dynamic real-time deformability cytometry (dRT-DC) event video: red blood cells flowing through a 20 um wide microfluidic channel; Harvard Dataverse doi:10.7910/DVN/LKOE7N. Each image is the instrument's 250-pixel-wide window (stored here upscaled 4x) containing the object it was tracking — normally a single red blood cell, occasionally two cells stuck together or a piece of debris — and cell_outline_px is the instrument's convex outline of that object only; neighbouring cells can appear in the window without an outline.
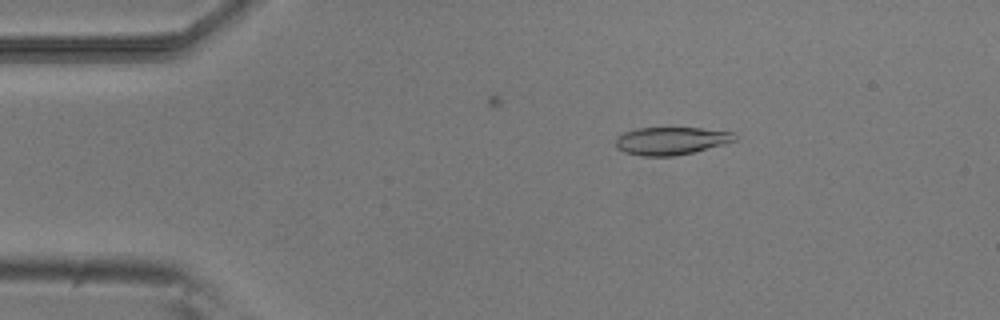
{"species": "common noctule bat (a hibernating species)", "species_latin": "Nyctalus noctula", "temperature_condition": "room temperature", "stored_images_in_passage": 50, "camera_frame_rate_fps": 3000, "um_per_image_px": 0.085, "animal": {"sex": "male", "body_mass_g": 20.5, "forearm_length_mm": 52.5}, "frame": {"image": 1, "passage_image": 8, "time_ms": 2.333, "image_size_px": [1000, 320], "cell_outline_px": [[736, 140], [692, 152], [676, 156], [640, 156], [624, 152], [616, 148], [616, 136], [624, 132], [636, 128], [700, 128], [736, 132]], "centroid_in_image_um": [57.0, 11.97], "position_along_channel_um": 28.0, "area_um2": 19.25}}
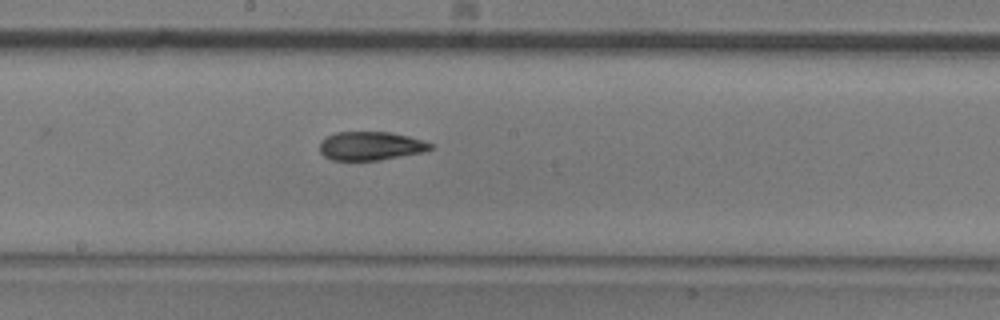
{"frame": {"image": 2, "passage_image": 27, "time_ms": 8.667, "image_size_px": [1000, 320], "cell_outline_px": [[432, 148], [420, 152], [380, 160], [332, 160], [324, 156], [320, 152], [320, 140], [336, 132], [388, 132], [408, 136], [432, 144]], "centroid_in_image_um": [31.44, 12.4], "position_along_channel_um": 216.8, "area_um2": 18.21}}
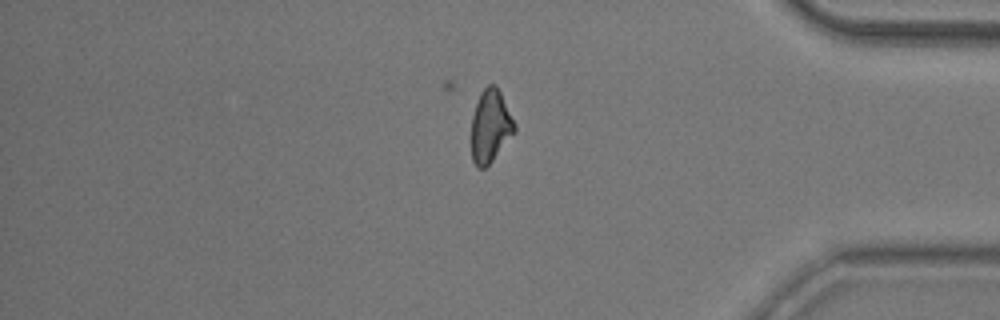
{"frame": {"image": 3, "passage_image": 43, "time_ms": 14.0, "image_size_px": [1000, 320], "cell_outline_px": [[516, 132], [492, 160], [484, 168], [476, 168], [472, 160], [472, 116], [480, 92], [488, 84], [496, 84], [516, 124]], "centroid_in_image_um": [41.69, 10.72], "position_along_channel_um": 393.5, "area_um2": 18.26}}